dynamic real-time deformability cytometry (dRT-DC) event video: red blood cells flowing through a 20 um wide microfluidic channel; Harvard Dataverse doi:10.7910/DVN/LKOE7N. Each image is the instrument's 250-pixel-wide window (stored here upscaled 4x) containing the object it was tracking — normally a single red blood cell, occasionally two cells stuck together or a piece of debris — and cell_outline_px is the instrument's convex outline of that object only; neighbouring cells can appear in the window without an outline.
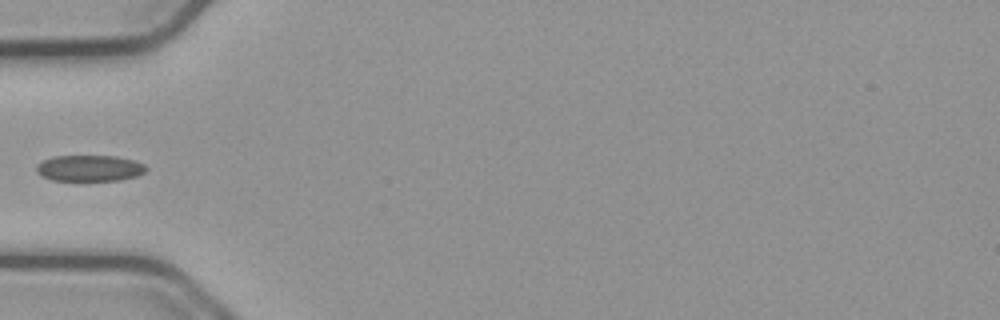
{"species": "common noctule bat (a hibernating species)", "species_latin": "Nyctalus noctula", "temperature_condition": "cold", "stored_images_in_passage": 37, "camera_frame_rate_fps": 3000, "um_per_image_px": 0.085, "animal": {"sex": "male", "body_mass_g": 23.1, "forearm_length_mm": 52.7}, "frame": {"image": 1, "passage_image": 1, "time_ms": 0.0, "image_size_px": [1000, 320], "cell_outline_px": [[148, 168], [144, 172], [136, 176], [120, 180], [52, 180], [40, 176], [36, 172], [36, 164], [44, 160], [56, 156], [116, 156], [136, 160], [144, 164]], "centroid_in_image_um": [7.61, 14.29], "position_along_channel_um": 77.4, "area_um2": 16.76}}
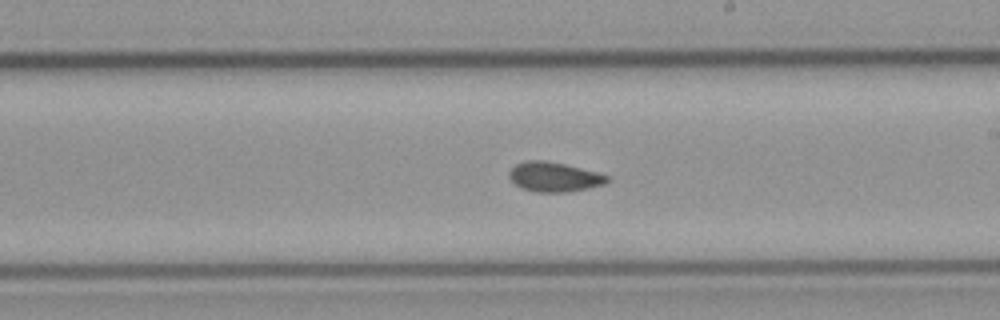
{"frame": {"image": 2, "passage_image": 14, "time_ms": 4.333, "image_size_px": [1000, 320], "cell_outline_px": [[612, 180], [604, 184], [588, 188], [568, 192], [536, 192], [520, 188], [508, 176], [508, 172], [516, 164], [524, 160], [544, 160], [564, 164], [596, 172], [608, 176]], "centroid_in_image_um": [47.09, 15.04], "position_along_channel_um": 241.9, "area_um2": 16.94}}
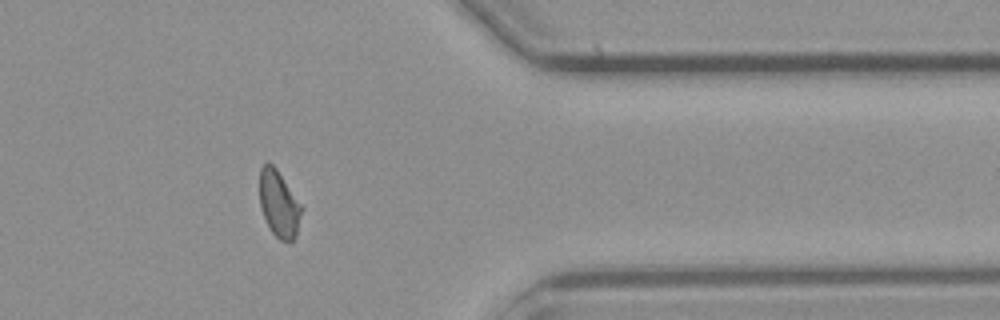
{"frame": {"image": 3, "passage_image": 27, "time_ms": 8.667, "image_size_px": [1000, 320], "cell_outline_px": [[304, 208], [296, 236], [292, 240], [280, 240], [272, 232], [264, 216], [260, 204], [260, 168], [264, 164], [272, 164], [276, 168]], "centroid_in_image_um": [23.74, 17.34], "position_along_channel_um": 387.7, "area_um2": 16.07}}